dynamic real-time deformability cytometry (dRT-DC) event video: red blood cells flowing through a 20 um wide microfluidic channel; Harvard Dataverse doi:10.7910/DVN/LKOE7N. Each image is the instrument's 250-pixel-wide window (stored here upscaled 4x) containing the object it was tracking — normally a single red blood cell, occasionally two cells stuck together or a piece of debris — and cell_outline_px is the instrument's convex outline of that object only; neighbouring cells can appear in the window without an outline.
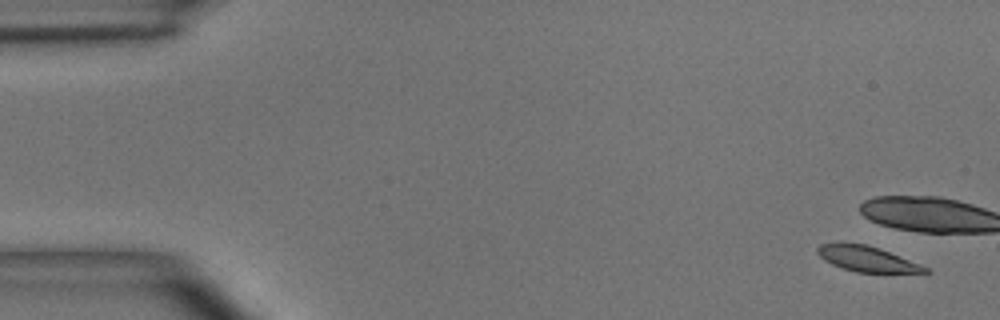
{"species": "common noctule bat (a hibernating species)", "species_latin": "Nyctalus noctula", "temperature_condition": "room temperature", "stored_images_in_passage": 5, "camera_frame_rate_fps": 3000, "um_per_image_px": 0.085, "animal": {"sex": "male", "body_mass_g": 15.6}, "frame": {"image": 1, "passage_image": 1, "time_ms": 0.0, "image_size_px": [1000, 320], "cell_outline_px": [[932, 272], [856, 272], [832, 264], [824, 260], [816, 252], [816, 248], [820, 244], [840, 240], [864, 244], [880, 248], [920, 264], [928, 268]], "centroid_in_image_um": [73.61, 21.95], "position_along_channel_um": 11.4, "area_um2": 16.13}}